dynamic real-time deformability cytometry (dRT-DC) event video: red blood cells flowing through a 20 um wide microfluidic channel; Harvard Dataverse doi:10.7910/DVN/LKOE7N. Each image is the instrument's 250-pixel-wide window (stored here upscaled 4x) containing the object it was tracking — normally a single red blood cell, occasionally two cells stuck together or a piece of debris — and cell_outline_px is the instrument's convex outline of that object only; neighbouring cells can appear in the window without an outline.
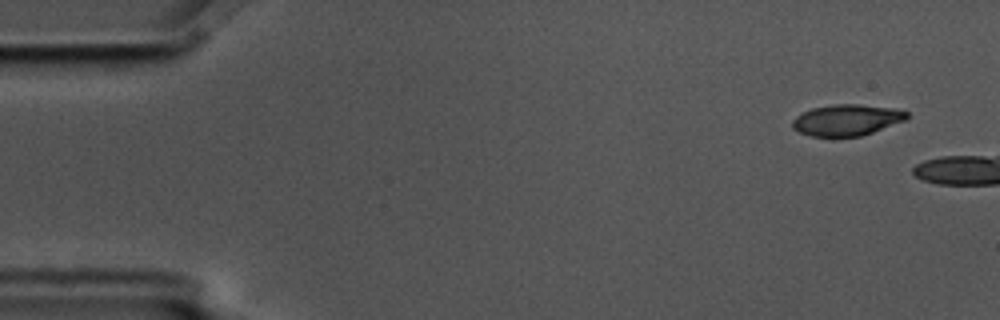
{"species": "common noctule bat (a hibernating species)", "species_latin": "Nyctalus noctula", "temperature_condition": "cold", "stored_images_in_passage": 4, "camera_frame_rate_fps": 3000, "um_per_image_px": 0.085, "animal": {"sex": "male", "body_mass_g": 17.5, "forearm_length_mm": 52.3}, "frame": {"image": 1, "passage_image": 1, "time_ms": 0.0, "image_size_px": [1000, 320], "cell_outline_px": [[908, 116], [904, 120], [872, 132], [860, 136], [812, 136], [800, 132], [792, 128], [792, 120], [796, 116], [812, 108], [836, 104], [856, 104], [892, 108], [908, 112]], "centroid_in_image_um": [71.94, 10.2], "position_along_channel_um": 13.1, "area_um2": 20.4}}